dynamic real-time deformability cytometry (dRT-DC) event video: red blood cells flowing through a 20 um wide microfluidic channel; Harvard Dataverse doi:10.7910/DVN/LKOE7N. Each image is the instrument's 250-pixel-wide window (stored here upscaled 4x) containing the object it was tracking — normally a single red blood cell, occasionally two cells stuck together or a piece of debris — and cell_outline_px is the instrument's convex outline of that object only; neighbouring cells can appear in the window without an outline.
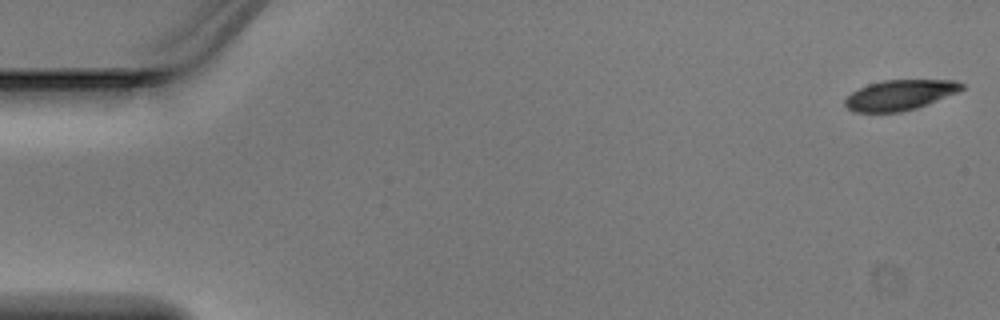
{"species": "Egyptian fruit bat (a non-hibernating species)", "species_latin": "Rousettus aegyptiacus", "temperature_condition": "warm", "stored_images_in_passage": 5, "camera_frame_rate_fps": 3000, "um_per_image_px": 0.085, "animal": {"sex": "male"}, "frame": {"image": 1, "passage_image": 1, "time_ms": 0.0, "image_size_px": [1000, 320], "cell_outline_px": [[964, 88], [956, 92], [916, 108], [900, 112], [852, 112], [844, 104], [844, 100], [852, 92], [868, 84], [884, 80], [956, 80], [964, 84]], "centroid_in_image_um": [76.46, 8.07], "position_along_channel_um": 8.5, "area_um2": 20.35}}